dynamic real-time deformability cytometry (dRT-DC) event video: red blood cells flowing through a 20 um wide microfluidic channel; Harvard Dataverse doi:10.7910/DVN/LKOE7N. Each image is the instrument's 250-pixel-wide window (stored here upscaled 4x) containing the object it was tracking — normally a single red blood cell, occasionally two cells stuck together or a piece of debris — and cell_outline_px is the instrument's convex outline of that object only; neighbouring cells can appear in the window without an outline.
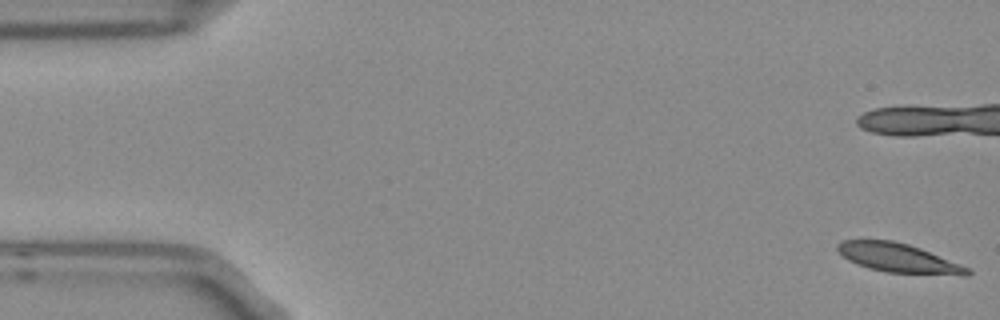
{"species": "Egyptian fruit bat (a non-hibernating species)", "species_latin": "Rousettus aegyptiacus", "temperature_condition": "room temperature", "stored_images_in_passage": 6, "camera_frame_rate_fps": 3000, "um_per_image_px": 0.085, "frame": {"image": 1, "passage_image": 1, "time_ms": 0.0, "image_size_px": [1000, 320], "cell_outline_px": [[972, 272], [968, 276], [964, 276], [888, 272], [868, 268], [848, 260], [836, 248], [836, 244], [840, 240], [892, 240], [908, 244], [920, 248], [972, 268]], "centroid_in_image_um": [76.43, 21.94], "position_along_channel_um": 8.6, "area_um2": 22.14}}
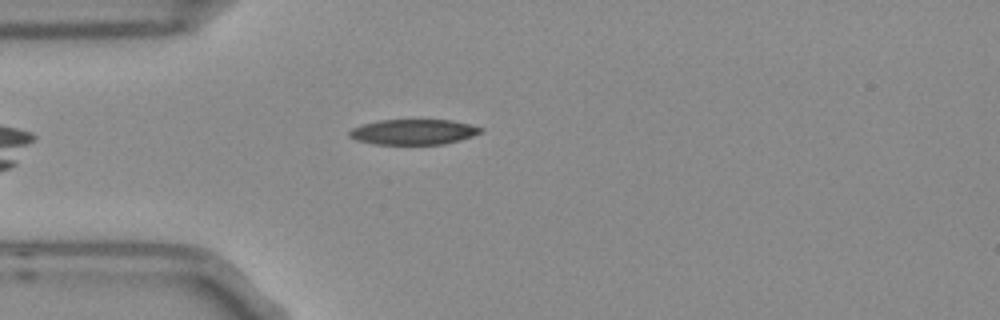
{"frame": {"image": 2, "passage_image": 6, "time_ms": 1.667, "image_size_px": [1000, 320], "cell_outline_px": [[484, 132], [460, 140], [444, 144], [376, 144], [356, 140], [348, 136], [348, 132], [352, 128], [364, 124], [380, 120], [452, 120], [472, 124], [484, 128]], "centroid_in_image_um": [35.19, 11.21], "position_along_channel_um": 49.8, "area_um2": 19.48}}